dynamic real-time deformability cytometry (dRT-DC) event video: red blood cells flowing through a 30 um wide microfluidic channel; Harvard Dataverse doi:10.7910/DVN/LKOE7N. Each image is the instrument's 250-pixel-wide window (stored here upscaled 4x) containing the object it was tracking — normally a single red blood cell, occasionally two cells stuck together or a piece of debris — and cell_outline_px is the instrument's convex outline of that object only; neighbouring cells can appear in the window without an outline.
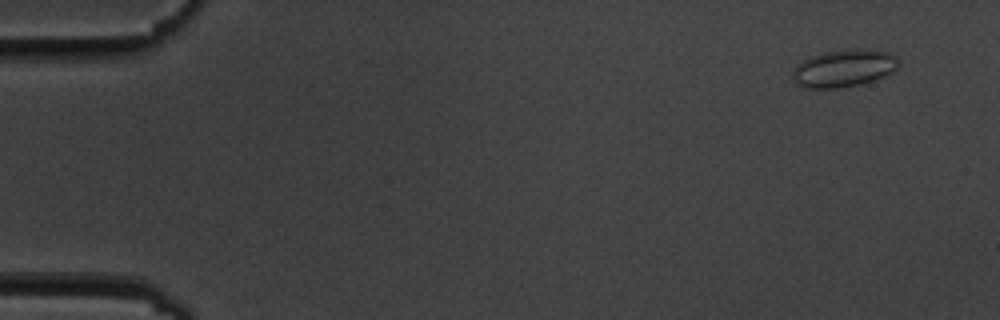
{"species": "common noctule bat (a hibernating species)", "species_latin": "Nyctalus noctula", "temperature_condition": "cold", "stored_images_in_passage": 6, "camera_frame_rate_fps": 3000, "um_per_image_px": 0.085, "animal": {"sex": "male", "body_mass_g": 19.5, "forearm_length_mm": 54.6}, "frame": {"image": 1, "passage_image": 1, "time_ms": 0.0, "image_size_px": [1000, 320], "cell_outline_px": [[900, 64], [892, 72], [884, 76], [860, 84], [844, 88], [804, 88], [796, 84], [792, 80], [792, 72], [804, 60], [812, 56], [824, 52], [852, 48], [868, 48], [888, 52], [896, 56], [900, 60]], "centroid_in_image_um": [71.76, 5.8], "position_along_channel_um": 13.2, "area_um2": 23.35}}
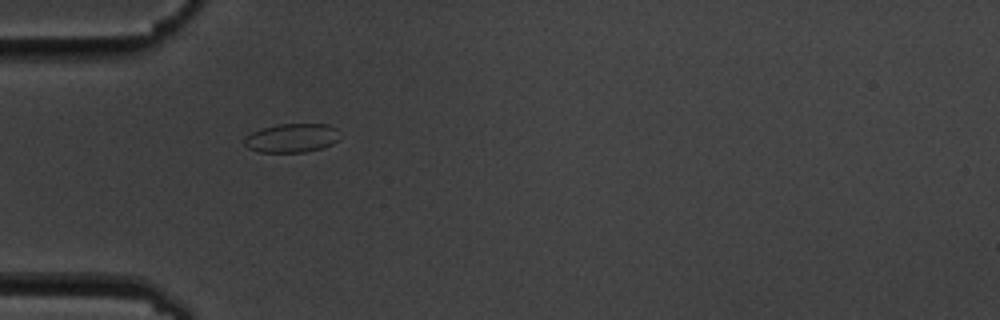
{"frame": {"image": 2, "passage_image": 5, "time_ms": 4.667, "image_size_px": [1000, 320], "cell_outline_px": [[340, 140], [332, 144], [320, 148], [304, 152], [260, 152], [248, 148], [244, 144], [244, 136], [252, 132], [276, 124], [328, 124], [336, 128]], "centroid_in_image_um": [24.8, 11.73], "position_along_channel_um": 60.2, "area_um2": 16.07}}
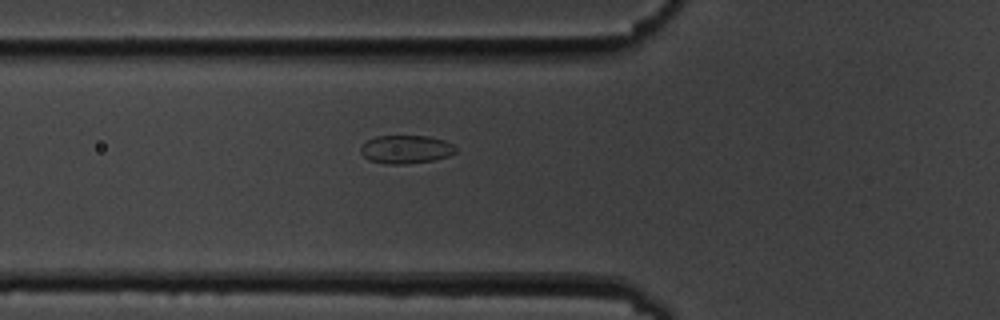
{"frame": {"image": 3, "passage_image": 6, "time_ms": 5.667, "image_size_px": [1000, 320], "cell_outline_px": [[456, 152], [448, 156], [432, 160], [404, 164], [384, 164], [368, 160], [360, 152], [360, 144], [376, 136], [428, 136], [444, 140], [452, 144], [456, 148]], "centroid_in_image_um": [34.46, 12.69], "position_along_channel_um": 91.3, "area_um2": 15.72}}